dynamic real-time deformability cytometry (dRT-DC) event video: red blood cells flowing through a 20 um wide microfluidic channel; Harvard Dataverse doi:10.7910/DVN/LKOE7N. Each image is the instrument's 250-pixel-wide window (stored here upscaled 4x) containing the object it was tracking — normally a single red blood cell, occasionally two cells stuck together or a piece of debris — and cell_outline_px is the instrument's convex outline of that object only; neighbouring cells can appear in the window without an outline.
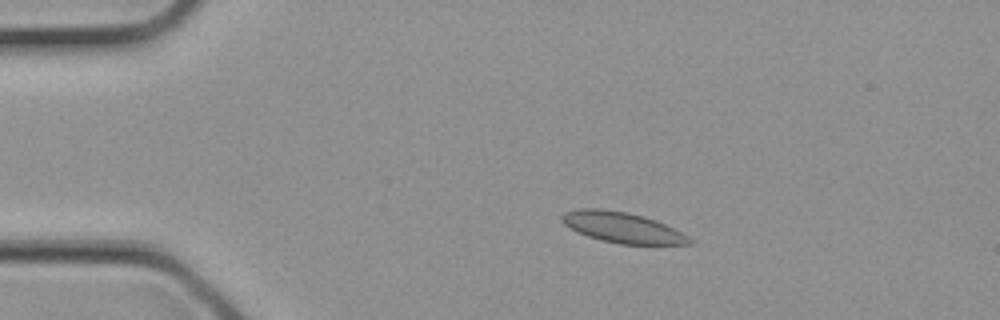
{"species": "common noctule bat (a hibernating species)", "species_latin": "Nyctalus noctula", "temperature_condition": "cold", "stored_images_in_passage": 2, "camera_frame_rate_fps": 3000, "um_per_image_px": 0.085, "animal": {"sex": "female", "body_mass_g": 21.9}, "frame": {"image": 1, "passage_image": 1, "time_ms": 0.0, "image_size_px": [1000, 320], "cell_outline_px": [[692, 244], [620, 244], [600, 240], [576, 232], [564, 224], [560, 220], [560, 216], [564, 212], [580, 208], [600, 208], [628, 212], [644, 216], [656, 220], [688, 236], [692, 240]], "centroid_in_image_um": [52.84, 19.32], "position_along_channel_um": 32.2, "area_um2": 22.77}}
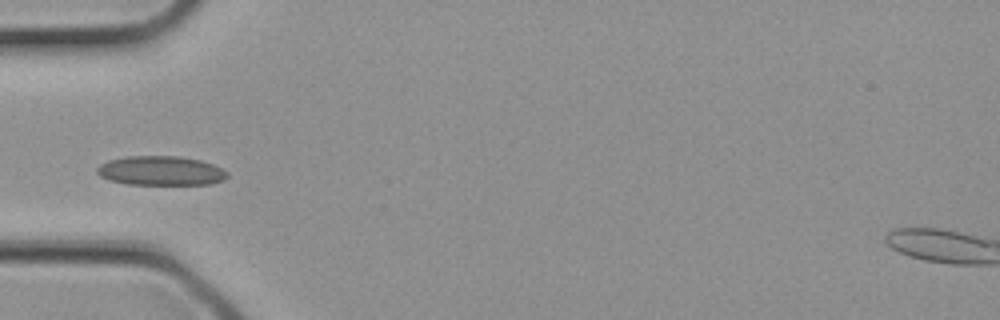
{"frame": {"image": 2, "passage_image": 2, "time_ms": 0.333, "image_size_px": [1000, 320], "cell_outline_px": [[228, 176], [224, 180], [208, 184], [128, 184], [108, 180], [100, 176], [96, 172], [96, 168], [100, 164], [108, 160], [124, 156], [180, 156], [200, 160], [212, 164], [228, 172]], "centroid_in_image_um": [13.63, 14.51], "position_along_channel_um": 71.4, "area_um2": 22.31}}